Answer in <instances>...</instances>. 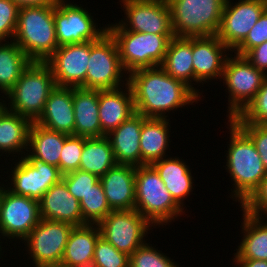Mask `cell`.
Wrapping results in <instances>:
<instances>
[{
    "label": "cell",
    "instance_id": "cell-1",
    "mask_svg": "<svg viewBox=\"0 0 267 267\" xmlns=\"http://www.w3.org/2000/svg\"><path fill=\"white\" fill-rule=\"evenodd\" d=\"M128 84L135 112L146 118H169L171 110L201 101L189 86L171 77L160 66L132 71L128 74Z\"/></svg>",
    "mask_w": 267,
    "mask_h": 267
},
{
    "label": "cell",
    "instance_id": "cell-2",
    "mask_svg": "<svg viewBox=\"0 0 267 267\" xmlns=\"http://www.w3.org/2000/svg\"><path fill=\"white\" fill-rule=\"evenodd\" d=\"M227 125L230 140L225 155V169L234 182L230 198L241 205L267 172L252 140L231 119Z\"/></svg>",
    "mask_w": 267,
    "mask_h": 267
},
{
    "label": "cell",
    "instance_id": "cell-3",
    "mask_svg": "<svg viewBox=\"0 0 267 267\" xmlns=\"http://www.w3.org/2000/svg\"><path fill=\"white\" fill-rule=\"evenodd\" d=\"M13 41L32 62H45L59 47L54 5L21 7Z\"/></svg>",
    "mask_w": 267,
    "mask_h": 267
},
{
    "label": "cell",
    "instance_id": "cell-4",
    "mask_svg": "<svg viewBox=\"0 0 267 267\" xmlns=\"http://www.w3.org/2000/svg\"><path fill=\"white\" fill-rule=\"evenodd\" d=\"M135 210L156 228L174 222L187 209L174 201L152 165H142L135 173Z\"/></svg>",
    "mask_w": 267,
    "mask_h": 267
},
{
    "label": "cell",
    "instance_id": "cell-5",
    "mask_svg": "<svg viewBox=\"0 0 267 267\" xmlns=\"http://www.w3.org/2000/svg\"><path fill=\"white\" fill-rule=\"evenodd\" d=\"M56 86L51 68L45 62H31L6 94L7 109L35 122Z\"/></svg>",
    "mask_w": 267,
    "mask_h": 267
},
{
    "label": "cell",
    "instance_id": "cell-6",
    "mask_svg": "<svg viewBox=\"0 0 267 267\" xmlns=\"http://www.w3.org/2000/svg\"><path fill=\"white\" fill-rule=\"evenodd\" d=\"M176 37L216 35L226 0H167Z\"/></svg>",
    "mask_w": 267,
    "mask_h": 267
},
{
    "label": "cell",
    "instance_id": "cell-7",
    "mask_svg": "<svg viewBox=\"0 0 267 267\" xmlns=\"http://www.w3.org/2000/svg\"><path fill=\"white\" fill-rule=\"evenodd\" d=\"M115 39L123 68L129 74L141 68L161 66L174 35L133 31H108Z\"/></svg>",
    "mask_w": 267,
    "mask_h": 267
},
{
    "label": "cell",
    "instance_id": "cell-8",
    "mask_svg": "<svg viewBox=\"0 0 267 267\" xmlns=\"http://www.w3.org/2000/svg\"><path fill=\"white\" fill-rule=\"evenodd\" d=\"M267 74L256 69L244 56L230 54L226 59L222 81L228 95V120L238 116L254 99Z\"/></svg>",
    "mask_w": 267,
    "mask_h": 267
},
{
    "label": "cell",
    "instance_id": "cell-9",
    "mask_svg": "<svg viewBox=\"0 0 267 267\" xmlns=\"http://www.w3.org/2000/svg\"><path fill=\"white\" fill-rule=\"evenodd\" d=\"M124 84H128V73L122 66L115 39L106 32L99 40L91 41L86 89H115Z\"/></svg>",
    "mask_w": 267,
    "mask_h": 267
},
{
    "label": "cell",
    "instance_id": "cell-10",
    "mask_svg": "<svg viewBox=\"0 0 267 267\" xmlns=\"http://www.w3.org/2000/svg\"><path fill=\"white\" fill-rule=\"evenodd\" d=\"M124 19L107 24L108 31L174 35L167 0H121Z\"/></svg>",
    "mask_w": 267,
    "mask_h": 267
},
{
    "label": "cell",
    "instance_id": "cell-11",
    "mask_svg": "<svg viewBox=\"0 0 267 267\" xmlns=\"http://www.w3.org/2000/svg\"><path fill=\"white\" fill-rule=\"evenodd\" d=\"M97 225L103 239L129 256L147 241L150 229L155 228L135 209L112 210Z\"/></svg>",
    "mask_w": 267,
    "mask_h": 267
},
{
    "label": "cell",
    "instance_id": "cell-12",
    "mask_svg": "<svg viewBox=\"0 0 267 267\" xmlns=\"http://www.w3.org/2000/svg\"><path fill=\"white\" fill-rule=\"evenodd\" d=\"M73 225L67 222L41 219L23 240L34 267L60 265Z\"/></svg>",
    "mask_w": 267,
    "mask_h": 267
},
{
    "label": "cell",
    "instance_id": "cell-13",
    "mask_svg": "<svg viewBox=\"0 0 267 267\" xmlns=\"http://www.w3.org/2000/svg\"><path fill=\"white\" fill-rule=\"evenodd\" d=\"M15 161L11 163V169H8L11 170L8 175L11 183L8 181L9 185H6V188L14 194L39 201L52 185L62 179L58 167L44 163L28 152Z\"/></svg>",
    "mask_w": 267,
    "mask_h": 267
},
{
    "label": "cell",
    "instance_id": "cell-14",
    "mask_svg": "<svg viewBox=\"0 0 267 267\" xmlns=\"http://www.w3.org/2000/svg\"><path fill=\"white\" fill-rule=\"evenodd\" d=\"M69 1V2H68ZM74 1L59 0L54 5V22L58 45L99 40L108 32L107 24L98 28L92 13Z\"/></svg>",
    "mask_w": 267,
    "mask_h": 267
},
{
    "label": "cell",
    "instance_id": "cell-15",
    "mask_svg": "<svg viewBox=\"0 0 267 267\" xmlns=\"http://www.w3.org/2000/svg\"><path fill=\"white\" fill-rule=\"evenodd\" d=\"M40 220L39 201L5 189L0 204V241L1 237L5 243L7 239L23 241Z\"/></svg>",
    "mask_w": 267,
    "mask_h": 267
},
{
    "label": "cell",
    "instance_id": "cell-16",
    "mask_svg": "<svg viewBox=\"0 0 267 267\" xmlns=\"http://www.w3.org/2000/svg\"><path fill=\"white\" fill-rule=\"evenodd\" d=\"M266 9L265 0H226L216 36L233 51Z\"/></svg>",
    "mask_w": 267,
    "mask_h": 267
},
{
    "label": "cell",
    "instance_id": "cell-17",
    "mask_svg": "<svg viewBox=\"0 0 267 267\" xmlns=\"http://www.w3.org/2000/svg\"><path fill=\"white\" fill-rule=\"evenodd\" d=\"M91 41L59 46L45 61L51 68L56 85L86 89V73Z\"/></svg>",
    "mask_w": 267,
    "mask_h": 267
},
{
    "label": "cell",
    "instance_id": "cell-18",
    "mask_svg": "<svg viewBox=\"0 0 267 267\" xmlns=\"http://www.w3.org/2000/svg\"><path fill=\"white\" fill-rule=\"evenodd\" d=\"M232 53L216 35L192 37L194 82L203 83L219 79L221 82L226 59ZM211 80V81H209ZM205 82V83H204Z\"/></svg>",
    "mask_w": 267,
    "mask_h": 267
},
{
    "label": "cell",
    "instance_id": "cell-19",
    "mask_svg": "<svg viewBox=\"0 0 267 267\" xmlns=\"http://www.w3.org/2000/svg\"><path fill=\"white\" fill-rule=\"evenodd\" d=\"M39 209L41 219L83 226L80 202L68 191L62 179L44 193L39 200Z\"/></svg>",
    "mask_w": 267,
    "mask_h": 267
},
{
    "label": "cell",
    "instance_id": "cell-20",
    "mask_svg": "<svg viewBox=\"0 0 267 267\" xmlns=\"http://www.w3.org/2000/svg\"><path fill=\"white\" fill-rule=\"evenodd\" d=\"M135 113L129 84L115 89L99 90L101 137L119 127Z\"/></svg>",
    "mask_w": 267,
    "mask_h": 267
},
{
    "label": "cell",
    "instance_id": "cell-21",
    "mask_svg": "<svg viewBox=\"0 0 267 267\" xmlns=\"http://www.w3.org/2000/svg\"><path fill=\"white\" fill-rule=\"evenodd\" d=\"M146 119L135 113L106 135L117 164L141 166L140 136L142 124Z\"/></svg>",
    "mask_w": 267,
    "mask_h": 267
},
{
    "label": "cell",
    "instance_id": "cell-22",
    "mask_svg": "<svg viewBox=\"0 0 267 267\" xmlns=\"http://www.w3.org/2000/svg\"><path fill=\"white\" fill-rule=\"evenodd\" d=\"M135 173V166L116 164L100 177L111 210L135 209Z\"/></svg>",
    "mask_w": 267,
    "mask_h": 267
},
{
    "label": "cell",
    "instance_id": "cell-23",
    "mask_svg": "<svg viewBox=\"0 0 267 267\" xmlns=\"http://www.w3.org/2000/svg\"><path fill=\"white\" fill-rule=\"evenodd\" d=\"M35 123L49 130L75 135L73 87L56 86Z\"/></svg>",
    "mask_w": 267,
    "mask_h": 267
},
{
    "label": "cell",
    "instance_id": "cell-24",
    "mask_svg": "<svg viewBox=\"0 0 267 267\" xmlns=\"http://www.w3.org/2000/svg\"><path fill=\"white\" fill-rule=\"evenodd\" d=\"M184 159L179 157H165L151 165L159 173L165 187L174 201L184 210V200L193 192L194 176Z\"/></svg>",
    "mask_w": 267,
    "mask_h": 267
},
{
    "label": "cell",
    "instance_id": "cell-25",
    "mask_svg": "<svg viewBox=\"0 0 267 267\" xmlns=\"http://www.w3.org/2000/svg\"><path fill=\"white\" fill-rule=\"evenodd\" d=\"M171 77L184 82L200 98L202 93L194 81L192 37H176L170 39L163 63L160 66Z\"/></svg>",
    "mask_w": 267,
    "mask_h": 267
},
{
    "label": "cell",
    "instance_id": "cell-26",
    "mask_svg": "<svg viewBox=\"0 0 267 267\" xmlns=\"http://www.w3.org/2000/svg\"><path fill=\"white\" fill-rule=\"evenodd\" d=\"M75 135L101 137L99 90L73 87Z\"/></svg>",
    "mask_w": 267,
    "mask_h": 267
},
{
    "label": "cell",
    "instance_id": "cell-27",
    "mask_svg": "<svg viewBox=\"0 0 267 267\" xmlns=\"http://www.w3.org/2000/svg\"><path fill=\"white\" fill-rule=\"evenodd\" d=\"M101 237L97 224L74 226L60 263L63 267H79L93 264L95 245Z\"/></svg>",
    "mask_w": 267,
    "mask_h": 267
},
{
    "label": "cell",
    "instance_id": "cell-28",
    "mask_svg": "<svg viewBox=\"0 0 267 267\" xmlns=\"http://www.w3.org/2000/svg\"><path fill=\"white\" fill-rule=\"evenodd\" d=\"M32 123L30 119L9 111L7 108L4 110L0 115V153L2 152L0 157L3 154L6 157L14 154V157L20 158L19 155L24 157L28 149Z\"/></svg>",
    "mask_w": 267,
    "mask_h": 267
},
{
    "label": "cell",
    "instance_id": "cell-29",
    "mask_svg": "<svg viewBox=\"0 0 267 267\" xmlns=\"http://www.w3.org/2000/svg\"><path fill=\"white\" fill-rule=\"evenodd\" d=\"M169 121V118H147L143 122L140 136L141 166L151 165L168 156L166 152L171 143Z\"/></svg>",
    "mask_w": 267,
    "mask_h": 267
},
{
    "label": "cell",
    "instance_id": "cell-30",
    "mask_svg": "<svg viewBox=\"0 0 267 267\" xmlns=\"http://www.w3.org/2000/svg\"><path fill=\"white\" fill-rule=\"evenodd\" d=\"M242 213L243 235L233 259L267 260V220Z\"/></svg>",
    "mask_w": 267,
    "mask_h": 267
},
{
    "label": "cell",
    "instance_id": "cell-31",
    "mask_svg": "<svg viewBox=\"0 0 267 267\" xmlns=\"http://www.w3.org/2000/svg\"><path fill=\"white\" fill-rule=\"evenodd\" d=\"M66 137L65 133L49 130L33 122L29 131L27 152L32 157L59 168Z\"/></svg>",
    "mask_w": 267,
    "mask_h": 267
},
{
    "label": "cell",
    "instance_id": "cell-32",
    "mask_svg": "<svg viewBox=\"0 0 267 267\" xmlns=\"http://www.w3.org/2000/svg\"><path fill=\"white\" fill-rule=\"evenodd\" d=\"M116 164L112 146L106 136L84 137L80 170L89 172L100 178Z\"/></svg>",
    "mask_w": 267,
    "mask_h": 267
},
{
    "label": "cell",
    "instance_id": "cell-33",
    "mask_svg": "<svg viewBox=\"0 0 267 267\" xmlns=\"http://www.w3.org/2000/svg\"><path fill=\"white\" fill-rule=\"evenodd\" d=\"M32 61L13 41H0V93L6 95Z\"/></svg>",
    "mask_w": 267,
    "mask_h": 267
},
{
    "label": "cell",
    "instance_id": "cell-34",
    "mask_svg": "<svg viewBox=\"0 0 267 267\" xmlns=\"http://www.w3.org/2000/svg\"><path fill=\"white\" fill-rule=\"evenodd\" d=\"M79 202L83 225L98 224L112 211L107 203L100 180Z\"/></svg>",
    "mask_w": 267,
    "mask_h": 267
},
{
    "label": "cell",
    "instance_id": "cell-35",
    "mask_svg": "<svg viewBox=\"0 0 267 267\" xmlns=\"http://www.w3.org/2000/svg\"><path fill=\"white\" fill-rule=\"evenodd\" d=\"M147 241L130 255L129 267H179L177 262ZM182 267V266H181Z\"/></svg>",
    "mask_w": 267,
    "mask_h": 267
},
{
    "label": "cell",
    "instance_id": "cell-36",
    "mask_svg": "<svg viewBox=\"0 0 267 267\" xmlns=\"http://www.w3.org/2000/svg\"><path fill=\"white\" fill-rule=\"evenodd\" d=\"M231 120L235 124H267V77L254 99Z\"/></svg>",
    "mask_w": 267,
    "mask_h": 267
},
{
    "label": "cell",
    "instance_id": "cell-37",
    "mask_svg": "<svg viewBox=\"0 0 267 267\" xmlns=\"http://www.w3.org/2000/svg\"><path fill=\"white\" fill-rule=\"evenodd\" d=\"M130 256L118 251L100 237L95 245L93 265L95 267H129Z\"/></svg>",
    "mask_w": 267,
    "mask_h": 267
},
{
    "label": "cell",
    "instance_id": "cell-38",
    "mask_svg": "<svg viewBox=\"0 0 267 267\" xmlns=\"http://www.w3.org/2000/svg\"><path fill=\"white\" fill-rule=\"evenodd\" d=\"M83 146L84 137L67 135L59 160V170L62 175L80 169Z\"/></svg>",
    "mask_w": 267,
    "mask_h": 267
},
{
    "label": "cell",
    "instance_id": "cell-39",
    "mask_svg": "<svg viewBox=\"0 0 267 267\" xmlns=\"http://www.w3.org/2000/svg\"><path fill=\"white\" fill-rule=\"evenodd\" d=\"M62 180L65 182L68 191L80 201L93 189V185H95L100 178L94 174L78 169L62 175Z\"/></svg>",
    "mask_w": 267,
    "mask_h": 267
},
{
    "label": "cell",
    "instance_id": "cell-40",
    "mask_svg": "<svg viewBox=\"0 0 267 267\" xmlns=\"http://www.w3.org/2000/svg\"><path fill=\"white\" fill-rule=\"evenodd\" d=\"M19 9L12 0H0V41L13 40Z\"/></svg>",
    "mask_w": 267,
    "mask_h": 267
},
{
    "label": "cell",
    "instance_id": "cell-41",
    "mask_svg": "<svg viewBox=\"0 0 267 267\" xmlns=\"http://www.w3.org/2000/svg\"><path fill=\"white\" fill-rule=\"evenodd\" d=\"M240 208L249 215L267 218V174L252 194L240 205Z\"/></svg>",
    "mask_w": 267,
    "mask_h": 267
},
{
    "label": "cell",
    "instance_id": "cell-42",
    "mask_svg": "<svg viewBox=\"0 0 267 267\" xmlns=\"http://www.w3.org/2000/svg\"><path fill=\"white\" fill-rule=\"evenodd\" d=\"M267 41V9L260 16L246 38L232 51L237 55L245 56L252 48Z\"/></svg>",
    "mask_w": 267,
    "mask_h": 267
},
{
    "label": "cell",
    "instance_id": "cell-43",
    "mask_svg": "<svg viewBox=\"0 0 267 267\" xmlns=\"http://www.w3.org/2000/svg\"><path fill=\"white\" fill-rule=\"evenodd\" d=\"M253 142L267 172V124H236Z\"/></svg>",
    "mask_w": 267,
    "mask_h": 267
},
{
    "label": "cell",
    "instance_id": "cell-44",
    "mask_svg": "<svg viewBox=\"0 0 267 267\" xmlns=\"http://www.w3.org/2000/svg\"><path fill=\"white\" fill-rule=\"evenodd\" d=\"M256 69L267 74V41L261 45L252 48L244 56Z\"/></svg>",
    "mask_w": 267,
    "mask_h": 267
},
{
    "label": "cell",
    "instance_id": "cell-45",
    "mask_svg": "<svg viewBox=\"0 0 267 267\" xmlns=\"http://www.w3.org/2000/svg\"><path fill=\"white\" fill-rule=\"evenodd\" d=\"M234 267H267V260L256 259H232Z\"/></svg>",
    "mask_w": 267,
    "mask_h": 267
},
{
    "label": "cell",
    "instance_id": "cell-46",
    "mask_svg": "<svg viewBox=\"0 0 267 267\" xmlns=\"http://www.w3.org/2000/svg\"><path fill=\"white\" fill-rule=\"evenodd\" d=\"M20 8L30 6L56 5L59 0H12Z\"/></svg>",
    "mask_w": 267,
    "mask_h": 267
},
{
    "label": "cell",
    "instance_id": "cell-47",
    "mask_svg": "<svg viewBox=\"0 0 267 267\" xmlns=\"http://www.w3.org/2000/svg\"><path fill=\"white\" fill-rule=\"evenodd\" d=\"M6 95H2V96H0V115L4 112V110L7 108V106H6V97H5ZM3 98V99H2ZM4 98H5V100H4Z\"/></svg>",
    "mask_w": 267,
    "mask_h": 267
},
{
    "label": "cell",
    "instance_id": "cell-48",
    "mask_svg": "<svg viewBox=\"0 0 267 267\" xmlns=\"http://www.w3.org/2000/svg\"><path fill=\"white\" fill-rule=\"evenodd\" d=\"M0 204H1V200H2V196H3V194H4V192H5V187H6V184L4 185V182L1 184V182H0Z\"/></svg>",
    "mask_w": 267,
    "mask_h": 267
},
{
    "label": "cell",
    "instance_id": "cell-49",
    "mask_svg": "<svg viewBox=\"0 0 267 267\" xmlns=\"http://www.w3.org/2000/svg\"><path fill=\"white\" fill-rule=\"evenodd\" d=\"M79 267H95L93 264H89V265H84V266H79Z\"/></svg>",
    "mask_w": 267,
    "mask_h": 267
},
{
    "label": "cell",
    "instance_id": "cell-50",
    "mask_svg": "<svg viewBox=\"0 0 267 267\" xmlns=\"http://www.w3.org/2000/svg\"><path fill=\"white\" fill-rule=\"evenodd\" d=\"M2 248H3V247L0 246V259H1V257H2L1 255H4V254H1V253H2V250H3Z\"/></svg>",
    "mask_w": 267,
    "mask_h": 267
},
{
    "label": "cell",
    "instance_id": "cell-51",
    "mask_svg": "<svg viewBox=\"0 0 267 267\" xmlns=\"http://www.w3.org/2000/svg\"><path fill=\"white\" fill-rule=\"evenodd\" d=\"M49 267H63V266H61V265H56V266H49Z\"/></svg>",
    "mask_w": 267,
    "mask_h": 267
}]
</instances>
